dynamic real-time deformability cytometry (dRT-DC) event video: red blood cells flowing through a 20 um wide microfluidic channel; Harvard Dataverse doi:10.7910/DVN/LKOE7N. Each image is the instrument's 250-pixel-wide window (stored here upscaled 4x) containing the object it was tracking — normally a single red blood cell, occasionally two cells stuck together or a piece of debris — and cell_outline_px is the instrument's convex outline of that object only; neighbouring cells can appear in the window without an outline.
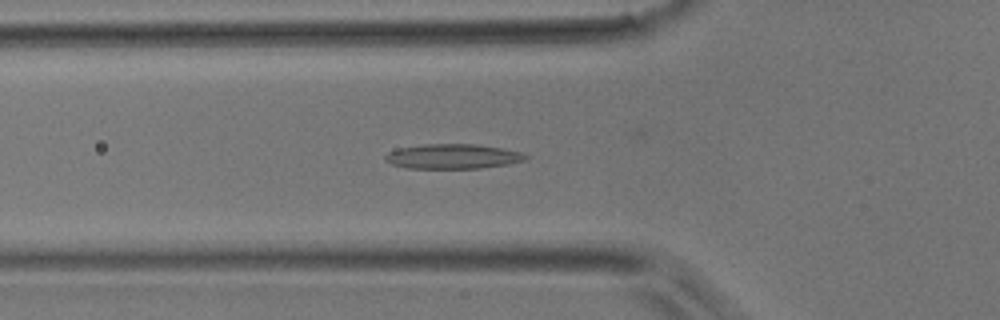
{"species": "common noctule bat (a hibernating species)", "species_latin": "Nyctalus noctula", "temperature_condition": "room temperature", "stored_images_in_passage": 35, "camera_frame_rate_fps": 3000, "um_per_image_px": 0.085, "animal": {"sex": "male", "body_mass_g": 17.9}, "frame": {"image": 1, "passage_image": 6, "time_ms": 1.667, "image_size_px": [1000, 320], "cell_outline_px": [[528, 160], [508, 164], [480, 168], [408, 168], [392, 164], [384, 160], [384, 156], [388, 152], [396, 148], [424, 144], [476, 144], [500, 148], [520, 152], [528, 156]], "centroid_in_image_um": [38.46, 13.29], "position_along_channel_um": 87.3, "area_um2": 20.29}}
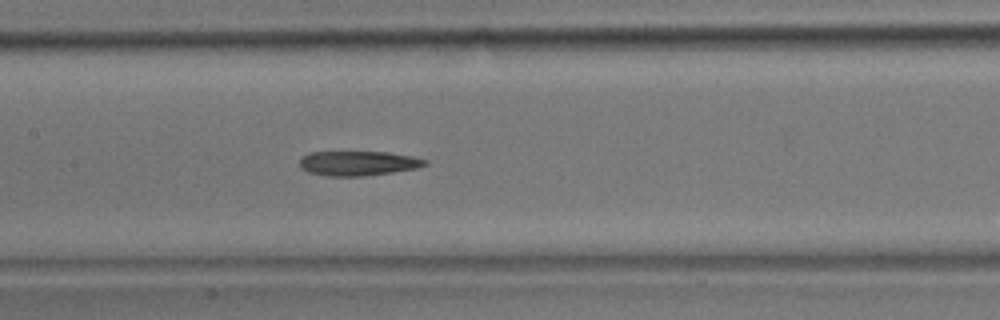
{"frame": {"image": 2, "passage_image": 12, "time_ms": 3.667, "image_size_px": [1000, 320], "cell_outline_px": [[428, 164], [416, 168], [392, 172], [364, 176], [328, 176], [308, 172], [300, 168], [300, 156], [308, 152], [388, 152], [416, 156], [428, 160]], "centroid_in_image_um": [30.44, 13.87], "position_along_channel_um": 177.0, "area_um2": 18.21}}
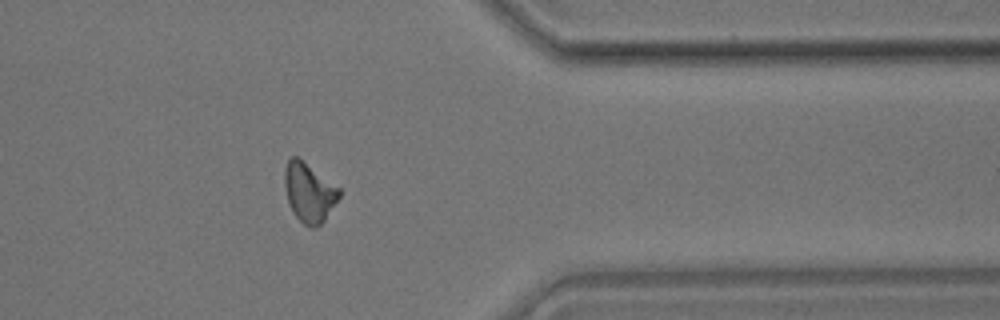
{"frame": {"image": 3, "passage_image": 27, "time_ms": 8.667, "image_size_px": [1000, 320], "cell_outline_px": [[340, 196], [324, 220], [316, 228], [308, 228], [296, 216], [288, 204], [284, 184], [284, 168], [288, 160], [292, 156], [296, 156], [340, 188]], "centroid_in_image_um": [26.25, 16.37], "position_along_channel_um": 385.1, "area_um2": 18.67}}